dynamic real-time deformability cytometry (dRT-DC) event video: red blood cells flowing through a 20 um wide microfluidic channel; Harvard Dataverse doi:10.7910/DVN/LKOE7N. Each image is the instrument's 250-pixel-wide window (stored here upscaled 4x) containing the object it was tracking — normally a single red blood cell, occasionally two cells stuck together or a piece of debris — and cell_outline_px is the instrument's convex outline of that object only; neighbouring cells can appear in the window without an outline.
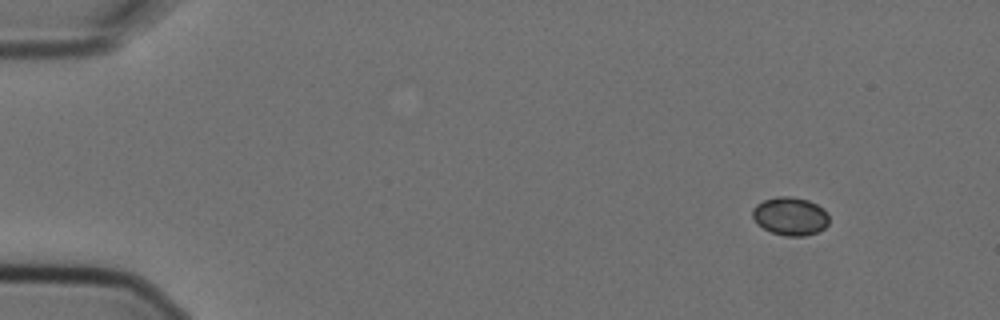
{"species": "Egyptian fruit bat (a non-hibernating species)", "species_latin": "Rousettus aegyptiacus", "temperature_condition": "cold", "stored_images_in_passage": 5, "camera_frame_rate_fps": 3000, "um_per_image_px": 0.085, "animal": {"sex": "female"}, "frame": {"image": 1, "passage_image": 1, "time_ms": 0.0, "image_size_px": [1000, 320], "cell_outline_px": [[828, 224], [824, 228], [816, 232], [804, 236], [784, 236], [772, 232], [756, 224], [752, 216], [752, 208], [756, 204], [764, 200], [776, 196], [792, 196], [808, 200], [824, 208], [828, 216]], "centroid_in_image_um": [67.15, 18.37], "position_along_channel_um": 17.9, "area_um2": 17.17}}
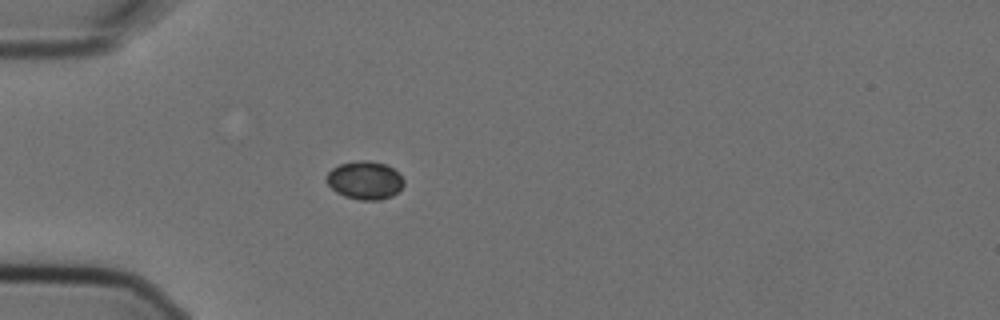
{"frame": {"image": 2, "passage_image": 4, "time_ms": 1.0, "image_size_px": [1000, 320], "cell_outline_px": [[404, 184], [392, 196], [380, 200], [360, 200], [344, 196], [336, 192], [324, 180], [324, 176], [332, 168], [340, 164], [360, 160], [368, 160], [384, 164], [392, 168], [404, 180]], "centroid_in_image_um": [30.97, 15.33], "position_along_channel_um": 54.0, "area_um2": 17.17}}